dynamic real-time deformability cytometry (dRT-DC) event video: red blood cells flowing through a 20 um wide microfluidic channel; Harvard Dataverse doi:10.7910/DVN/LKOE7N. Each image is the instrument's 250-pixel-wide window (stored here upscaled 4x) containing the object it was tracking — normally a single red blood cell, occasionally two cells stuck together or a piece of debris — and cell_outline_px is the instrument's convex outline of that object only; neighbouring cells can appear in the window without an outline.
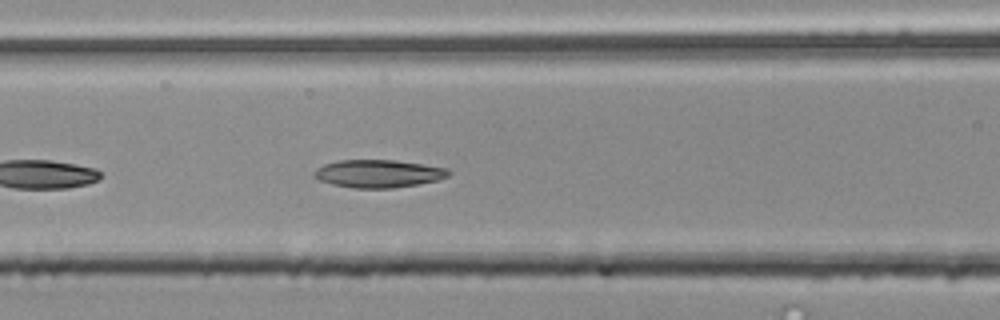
{"species": "common noctule bat (a hibernating species)", "species_latin": "Nyctalus noctula", "temperature_condition": "room temperature", "stored_images_in_passage": 24, "camera_frame_rate_fps": 3000, "um_per_image_px": 0.085, "animal": {"sex": "male", "body_mass_g": 20.4}, "frame": {"image": 1, "passage_image": 8, "time_ms": 2.333, "image_size_px": [1000, 320], "cell_outline_px": [[452, 172], [448, 176], [436, 180], [420, 184], [392, 188], [352, 188], [332, 184], [320, 180], [312, 172], [316, 168], [324, 164], [336, 160], [396, 160], [448, 168]], "centroid_in_image_um": [32.17, 14.75], "position_along_channel_um": 134.4, "area_um2": 21.85}}
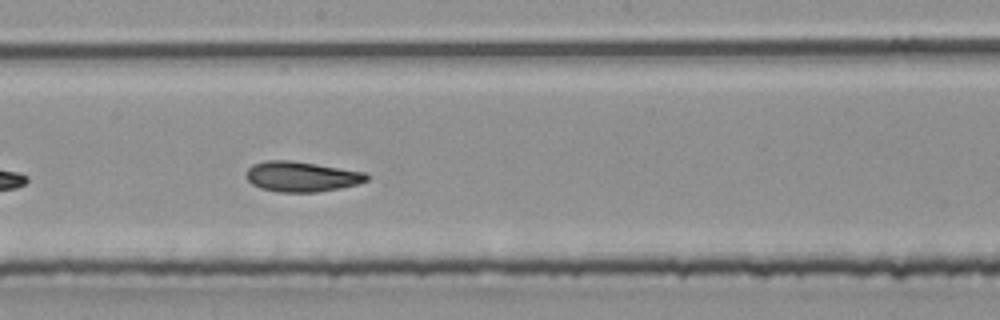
{"frame": {"image": 2, "passage_image": 15, "time_ms": 4.667, "image_size_px": [1000, 320], "cell_outline_px": [[368, 180], [356, 184], [340, 188], [316, 192], [280, 192], [260, 188], [252, 184], [248, 180], [248, 168], [252, 164], [264, 160], [292, 160], [368, 172]], "centroid_in_image_um": [25.65, 15.0], "position_along_channel_um": 222.5, "area_um2": 21.27}}
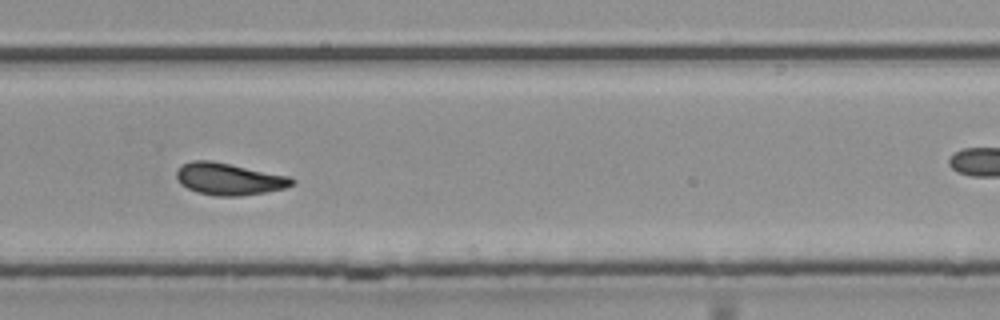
{"frame": {"image": 3, "passage_image": 22, "time_ms": 7.0, "image_size_px": [1000, 320], "cell_outline_px": [[296, 184], [284, 188], [264, 192], [240, 196], [216, 196], [196, 192], [180, 184], [176, 176], [176, 172], [184, 164], [192, 160], [212, 160], [292, 176], [296, 180]], "centroid_in_image_um": [19.51, 15.21], "position_along_channel_um": 310.3, "area_um2": 21.73}}